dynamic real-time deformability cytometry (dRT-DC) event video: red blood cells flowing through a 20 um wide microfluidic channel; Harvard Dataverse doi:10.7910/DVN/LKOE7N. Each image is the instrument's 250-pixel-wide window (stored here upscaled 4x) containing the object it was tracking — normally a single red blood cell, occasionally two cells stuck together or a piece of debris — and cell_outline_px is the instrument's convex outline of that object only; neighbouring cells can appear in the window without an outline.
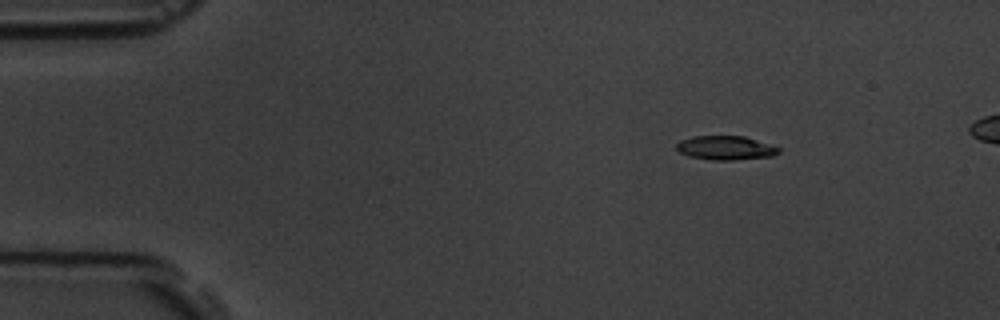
{"species": "common noctule bat (a hibernating species)", "species_latin": "Nyctalus noctula", "temperature_condition": "room temperature", "stored_images_in_passage": 5, "camera_frame_rate_fps": 3000, "um_per_image_px": 0.085, "animal": {"sex": "male", "body_mass_g": 19.5, "forearm_length_mm": 54.6}, "frame": {"image": 1, "passage_image": 2, "time_ms": 1.333, "image_size_px": [1000, 320], "cell_outline_px": [[780, 152], [772, 156], [732, 160], [712, 160], [688, 156], [680, 152], [676, 148], [676, 144], [680, 140], [692, 136], [744, 136], [780, 148]], "centroid_in_image_um": [61.64, 12.57], "position_along_channel_um": 23.4, "area_um2": 14.22}}